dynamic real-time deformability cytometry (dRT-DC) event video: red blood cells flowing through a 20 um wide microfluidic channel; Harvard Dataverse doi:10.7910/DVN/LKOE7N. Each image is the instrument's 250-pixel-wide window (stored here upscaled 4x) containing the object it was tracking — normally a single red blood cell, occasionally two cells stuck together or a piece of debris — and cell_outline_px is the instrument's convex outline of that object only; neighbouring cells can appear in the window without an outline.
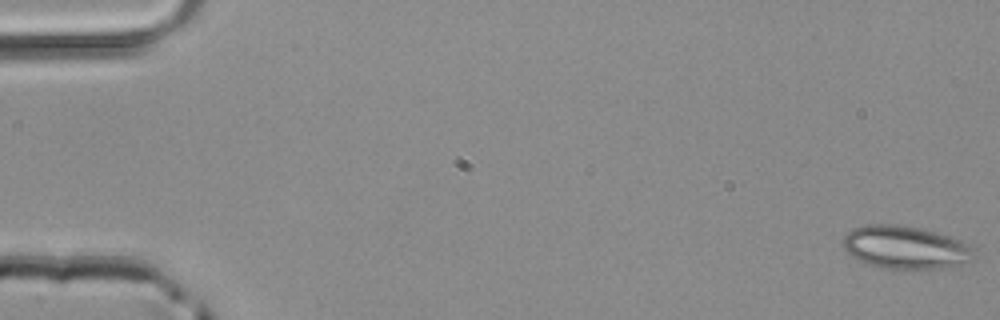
{"species": "common noctule bat (a hibernating species)", "species_latin": "Nyctalus noctula", "temperature_condition": "room temperature", "stored_images_in_passage": 9, "camera_frame_rate_fps": 3000, "um_per_image_px": 0.085, "animal": {"sex": "male", "body_mass_g": 20.4}, "frame": {"image": 1, "passage_image": 1, "time_ms": 0.0, "image_size_px": [1000, 320], "cell_outline_px": [[976, 260], [960, 264], [940, 268], [884, 268], [860, 260], [852, 256], [844, 248], [844, 236], [852, 228], [868, 224], [896, 224], [920, 228], [952, 236], [968, 244], [972, 248], [976, 256]], "centroid_in_image_um": [77.01, 21.01], "position_along_channel_um": 8.0, "area_um2": 32.6}}